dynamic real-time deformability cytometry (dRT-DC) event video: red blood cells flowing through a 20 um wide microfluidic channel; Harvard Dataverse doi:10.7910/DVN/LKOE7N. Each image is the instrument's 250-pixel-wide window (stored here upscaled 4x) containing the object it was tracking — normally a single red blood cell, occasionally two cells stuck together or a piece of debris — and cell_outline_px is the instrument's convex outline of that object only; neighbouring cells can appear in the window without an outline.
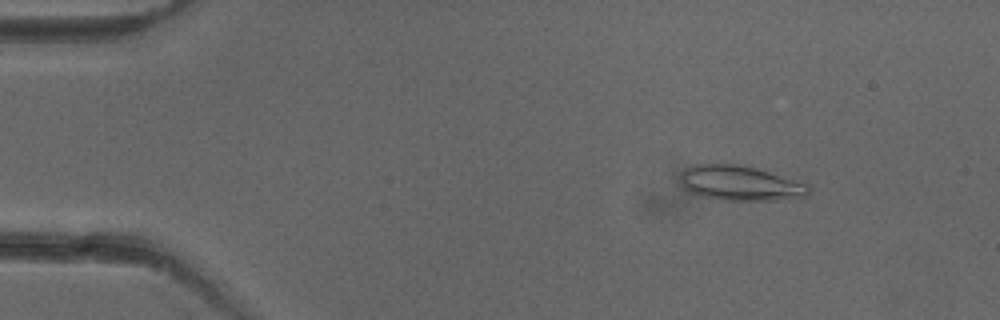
{"species": "common noctule bat (a hibernating species)", "species_latin": "Nyctalus noctula", "temperature_condition": "cold", "stored_images_in_passage": 52, "camera_frame_rate_fps": 3000, "um_per_image_px": 0.085, "animal": {"sex": "female"}, "frame": {"image": 1, "passage_image": 7, "time_ms": 2.0, "image_size_px": [1000, 320], "cell_outline_px": [[812, 188], [804, 196], [772, 200], [724, 200], [692, 192], [684, 188], [680, 184], [680, 172], [696, 164], [736, 164], [752, 168], [808, 184]], "centroid_in_image_um": [62.88, 15.57], "position_along_channel_um": 22.1, "area_um2": 25.32}}
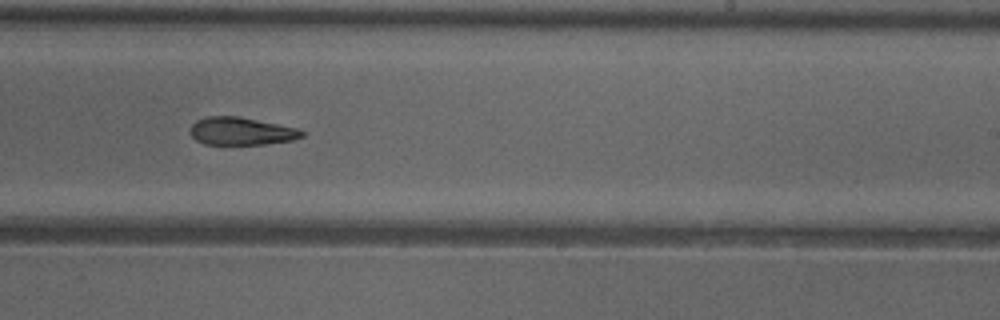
{"frame": {"image": 2, "passage_image": 32, "time_ms": 10.333, "image_size_px": [1000, 320], "cell_outline_px": [[304, 136], [292, 140], [264, 144], [204, 144], [196, 140], [188, 132], [188, 128], [196, 120], [208, 116], [240, 116], [296, 128], [304, 132]], "centroid_in_image_um": [20.45, 11.14], "position_along_channel_um": 268.6, "area_um2": 18.09}}
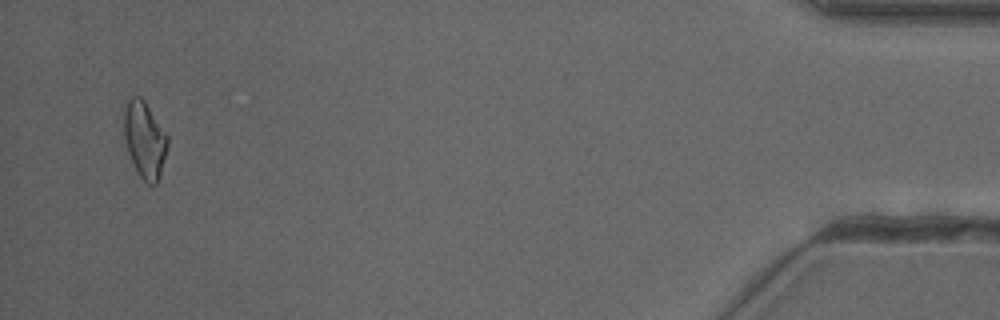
{"frame": {"image": 3, "passage_image": 50, "time_ms": 16.333, "image_size_px": [1000, 320], "cell_outline_px": [[168, 144], [160, 172], [156, 184], [148, 184], [140, 176], [128, 152], [124, 136], [124, 108], [128, 100], [132, 96], [140, 96], [144, 100], [168, 136]], "centroid_in_image_um": [12.28, 11.83], "position_along_channel_um": 422.9, "area_um2": 19.02}}